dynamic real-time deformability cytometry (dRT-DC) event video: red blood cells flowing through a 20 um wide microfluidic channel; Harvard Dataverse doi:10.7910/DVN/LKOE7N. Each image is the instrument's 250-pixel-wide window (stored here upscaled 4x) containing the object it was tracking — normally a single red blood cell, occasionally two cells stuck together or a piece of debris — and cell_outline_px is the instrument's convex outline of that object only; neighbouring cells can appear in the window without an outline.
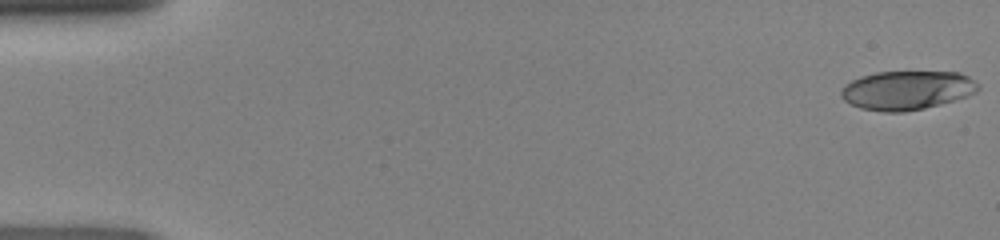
{"species": "human", "species_latin": "Homo sapiens", "temperature_condition": "room temperature", "stored_images_in_passage": 48, "camera_frame_rate_fps": 3000, "um_per_image_px": 0.085, "donor": {"sex": "female"}, "frame": {"image": 1, "passage_image": 1, "time_ms": 0.0, "image_size_px": [1000, 240], "cell_outline_px": [[980, 88], [976, 92], [952, 100], [924, 108], [904, 112], [884, 112], [860, 108], [844, 100], [840, 96], [840, 92], [844, 84], [860, 76], [876, 72], [960, 72], [968, 76], [980, 84]], "centroid_in_image_um": [77.06, 7.66], "position_along_channel_um": 7.9, "area_um2": 31.04}}
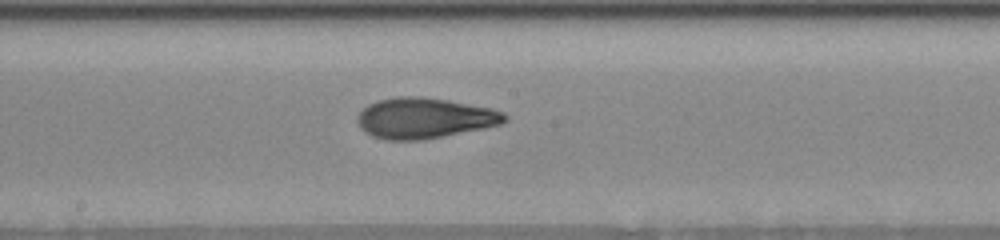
{"frame": {"image": 2, "passage_image": 26, "time_ms": 8.333, "image_size_px": [1000, 240], "cell_outline_px": [[508, 120], [504, 124], [424, 140], [384, 140], [372, 136], [364, 132], [360, 128], [356, 120], [360, 112], [368, 104], [380, 100], [396, 96], [420, 96], [448, 100], [492, 108], [504, 112], [508, 116]], "centroid_in_image_um": [36.1, 10.04], "position_along_channel_um": 212.1, "area_um2": 35.2}}
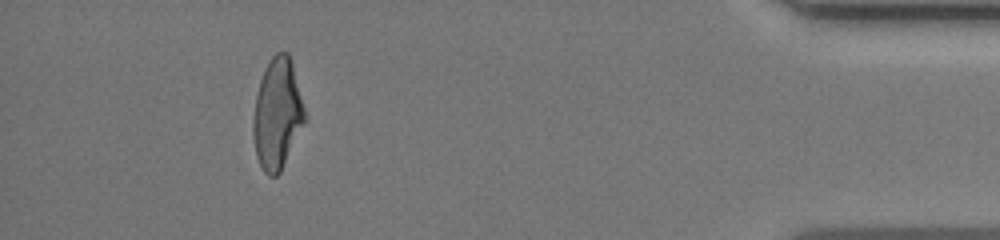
{"frame": {"image": 3, "passage_image": 44, "time_ms": 14.333, "image_size_px": [1000, 240], "cell_outline_px": [[308, 116], [280, 172], [276, 176], [268, 176], [264, 172], [256, 156], [252, 136], [252, 120], [256, 96], [260, 80], [272, 56], [276, 52], [288, 52], [292, 64]], "centroid_in_image_um": [23.57, 9.7], "position_along_channel_um": 411.6, "area_um2": 33.35}}